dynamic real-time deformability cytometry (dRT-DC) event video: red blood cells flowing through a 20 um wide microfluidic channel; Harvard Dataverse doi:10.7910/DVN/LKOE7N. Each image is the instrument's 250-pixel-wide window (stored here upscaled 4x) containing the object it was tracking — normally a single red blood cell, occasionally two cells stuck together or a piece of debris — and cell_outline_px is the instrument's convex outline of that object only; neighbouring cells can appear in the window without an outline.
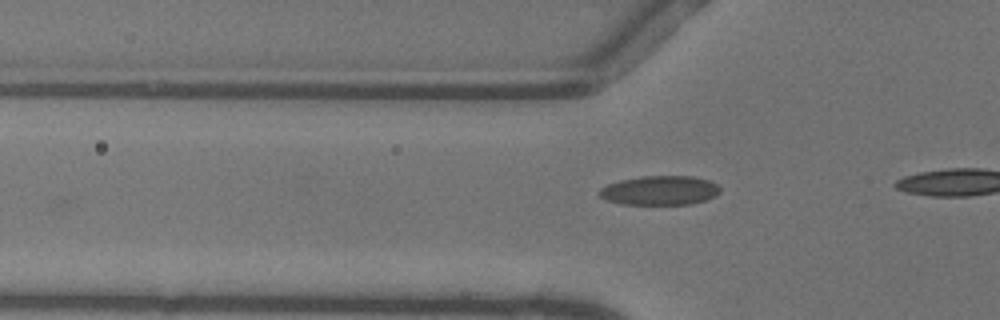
{"species": "common noctule bat (a hibernating species)", "species_latin": "Nyctalus noctula", "temperature_condition": "warm", "stored_images_in_passage": 9, "camera_frame_rate_fps": 3000, "um_per_image_px": 0.085, "animal": {"sex": "female"}, "frame": {"image": 1, "passage_image": 6, "time_ms": 1.667, "image_size_px": [1000, 320], "cell_outline_px": [[720, 192], [704, 200], [692, 204], [620, 204], [608, 200], [600, 196], [600, 188], [608, 184], [620, 180], [640, 176], [692, 176], [708, 180], [716, 184], [720, 188]], "centroid_in_image_um": [56.07, 16.18], "position_along_channel_um": 69.7, "area_um2": 20.4}}